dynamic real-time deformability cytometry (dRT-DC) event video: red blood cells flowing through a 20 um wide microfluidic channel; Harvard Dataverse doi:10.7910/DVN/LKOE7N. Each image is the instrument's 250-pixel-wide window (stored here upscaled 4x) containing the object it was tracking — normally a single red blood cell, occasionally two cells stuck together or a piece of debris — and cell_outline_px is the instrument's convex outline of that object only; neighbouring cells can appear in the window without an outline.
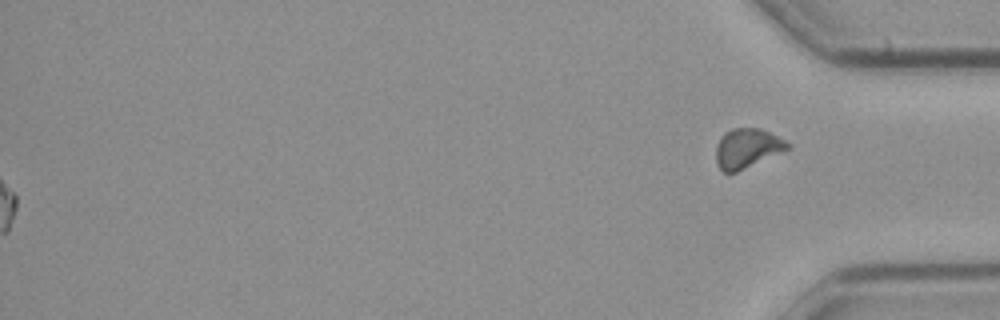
{"species": "common noctule bat (a hibernating species)", "species_latin": "Nyctalus noctula", "temperature_condition": "cold", "stored_images_in_passage": 57, "segment_of_instrument_passage": [2, 2], "camera_frame_rate_fps": 3000, "um_per_image_px": 0.085, "animal": {"sex": "male", "body_mass_g": 23.1, "forearm_length_mm": 52.7}, "frame": {"image": 1, "passage_image": 57, "time_ms": 18.667, "image_size_px": [1000, 320], "cell_outline_px": [[792, 144], [788, 148], [736, 172], [724, 172], [716, 164], [716, 144], [724, 132], [732, 128], [760, 128]], "centroid_in_image_um": [63.45, 12.58], "position_along_channel_um": 371.7, "area_um2": 16.13}}